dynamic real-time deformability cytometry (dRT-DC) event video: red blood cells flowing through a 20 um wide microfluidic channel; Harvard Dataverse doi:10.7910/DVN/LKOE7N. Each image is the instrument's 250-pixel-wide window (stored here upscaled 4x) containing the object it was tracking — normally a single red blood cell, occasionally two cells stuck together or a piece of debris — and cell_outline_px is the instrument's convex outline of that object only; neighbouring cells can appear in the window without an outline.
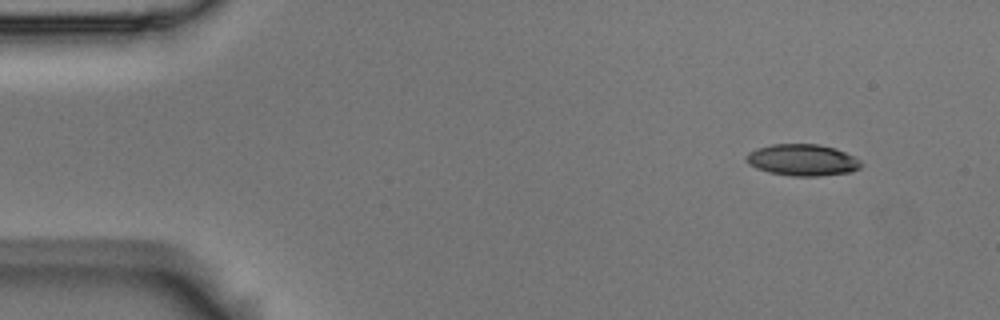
{"species": "Egyptian fruit bat (a non-hibernating species)", "species_latin": "Rousettus aegyptiacus", "temperature_condition": "room temperature", "stored_images_in_passage": 5, "camera_frame_rate_fps": 3000, "um_per_image_px": 0.085, "animal": {"sex": "male"}, "frame": {"image": 1, "passage_image": 2, "time_ms": 0.333, "image_size_px": [1000, 320], "cell_outline_px": [[864, 164], [860, 168], [852, 172], [820, 176], [792, 176], [768, 172], [756, 168], [748, 164], [748, 152], [756, 148], [772, 144], [816, 144], [836, 148], [860, 160]], "centroid_in_image_um": [68.23, 13.6], "position_along_channel_um": 16.8, "area_um2": 21.15}}
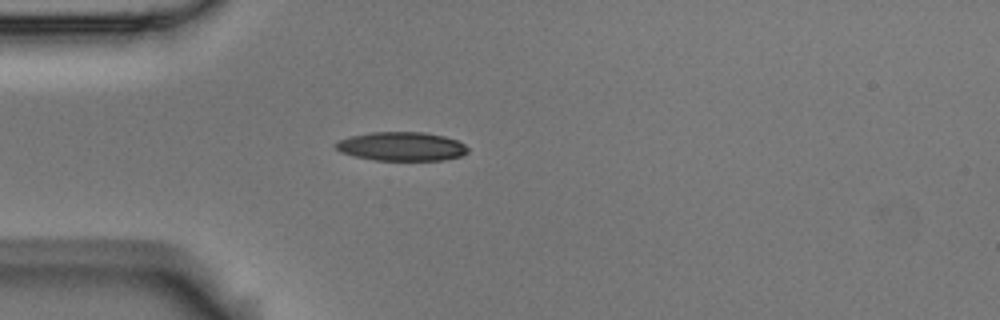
{"frame": {"image": 2, "passage_image": 5, "time_ms": 1.333, "image_size_px": [1000, 320], "cell_outline_px": [[468, 152], [460, 156], [444, 160], [376, 160], [356, 156], [340, 152], [332, 144], [348, 136], [372, 132], [424, 132], [444, 136], [456, 140], [464, 144], [468, 148]], "centroid_in_image_um": [34.12, 12.44], "position_along_channel_um": 50.9, "area_um2": 22.2}}